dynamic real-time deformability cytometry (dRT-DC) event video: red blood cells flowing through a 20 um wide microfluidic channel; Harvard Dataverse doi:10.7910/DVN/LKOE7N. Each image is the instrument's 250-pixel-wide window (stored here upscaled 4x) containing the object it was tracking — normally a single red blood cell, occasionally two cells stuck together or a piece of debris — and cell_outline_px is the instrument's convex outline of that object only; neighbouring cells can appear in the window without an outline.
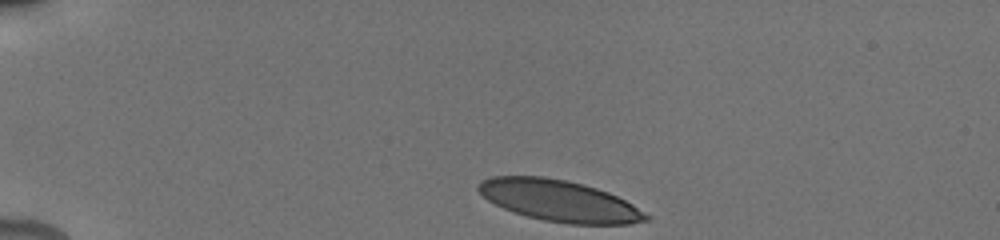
{"species": "human", "species_latin": "Homo sapiens", "temperature_condition": "cold", "stored_images_in_passage": 12, "camera_frame_rate_fps": 3000, "um_per_image_px": 0.085, "donor": {"sex": "male"}, "frame": {"image": 1, "passage_image": 1, "time_ms": 0.0, "image_size_px": [1000, 240], "cell_outline_px": [[652, 216], [648, 220], [628, 224], [568, 224], [544, 220], [528, 216], [504, 208], [488, 200], [476, 188], [476, 184], [480, 180], [492, 176], [544, 176], [584, 184], [608, 192], [632, 204]], "centroid_in_image_um": [47.54, 17.06], "position_along_channel_um": 37.5, "area_um2": 40.23}}
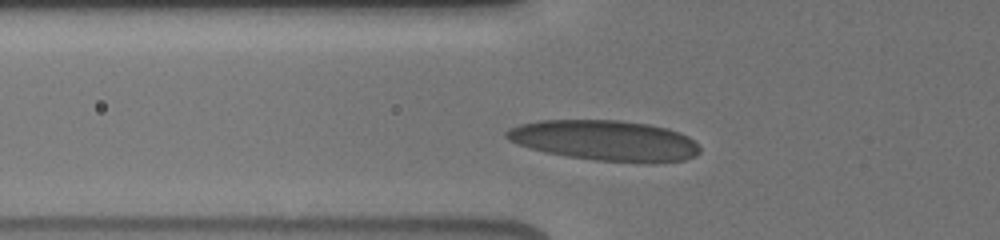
{"frame": {"image": 2, "passage_image": 8, "time_ms": 2.667, "image_size_px": [1000, 240], "cell_outline_px": [[700, 152], [696, 156], [684, 160], [656, 164], [596, 160], [568, 156], [528, 148], [508, 140], [504, 136], [504, 132], [520, 124], [540, 120], [620, 120], [648, 124], [668, 128], [688, 136], [700, 148]], "centroid_in_image_um": [51.46, 11.95], "position_along_channel_um": 74.3, "area_um2": 45.78}}
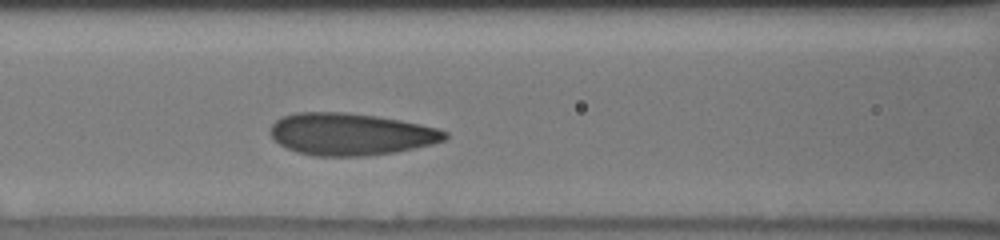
{"frame": {"image": 3, "passage_image": 12, "time_ms": 4.333, "image_size_px": [1000, 240], "cell_outline_px": [[448, 136], [444, 140], [432, 144], [396, 152], [364, 156], [316, 156], [296, 152], [272, 140], [268, 132], [268, 128], [280, 116], [296, 112], [344, 112], [376, 116], [400, 120], [420, 124], [436, 128], [448, 132]], "centroid_in_image_um": [29.75, 11.4], "position_along_channel_um": 136.9, "area_um2": 43.12}}